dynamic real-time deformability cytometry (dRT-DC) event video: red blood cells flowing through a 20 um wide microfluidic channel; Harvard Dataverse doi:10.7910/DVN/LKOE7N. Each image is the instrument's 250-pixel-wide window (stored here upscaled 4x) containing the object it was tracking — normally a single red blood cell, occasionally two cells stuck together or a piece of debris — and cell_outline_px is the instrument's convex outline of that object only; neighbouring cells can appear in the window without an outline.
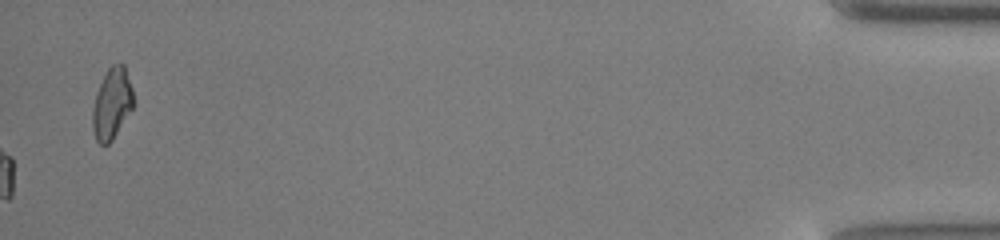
{"species": "common noctule bat (a hibernating species)", "species_latin": "Nyctalus noctula", "temperature_condition": "cold", "stored_images_in_passage": 47, "camera_frame_rate_fps": 3000, "um_per_image_px": 0.085, "animal": {"sex": "male", "body_mass_g": 13.0, "forearm_length_mm": 53.1}, "frame": {"image": 1, "passage_image": 47, "time_ms": 15.333, "image_size_px": [1000, 240], "cell_outline_px": [[132, 108], [112, 140], [108, 144], [100, 144], [96, 140], [92, 128], [92, 108], [96, 92], [108, 68], [112, 64], [124, 64], [132, 88]], "centroid_in_image_um": [9.48, 8.81], "position_along_channel_um": 425.7, "area_um2": 16.65}}